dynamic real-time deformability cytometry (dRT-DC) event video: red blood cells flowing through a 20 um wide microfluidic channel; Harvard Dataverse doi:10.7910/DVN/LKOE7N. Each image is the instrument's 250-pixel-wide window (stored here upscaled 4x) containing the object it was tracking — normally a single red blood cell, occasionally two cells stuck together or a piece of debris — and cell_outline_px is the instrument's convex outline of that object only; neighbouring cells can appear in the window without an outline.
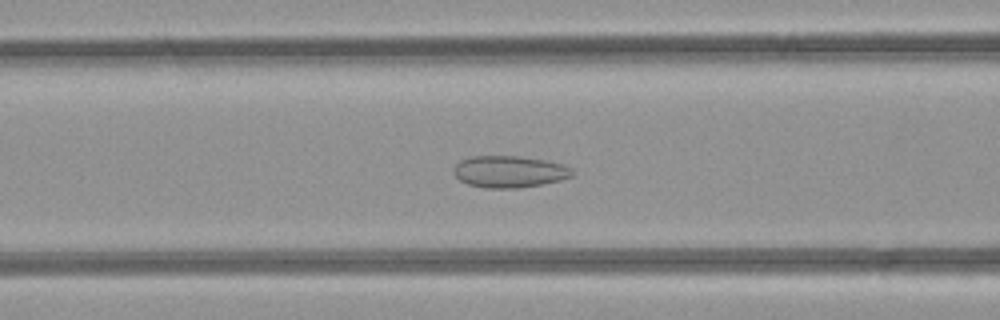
{"species": "common noctule bat (a hibernating species)", "species_latin": "Nyctalus noctula", "temperature_condition": "room temperature", "stored_images_in_passage": 50, "camera_frame_rate_fps": 3000, "um_per_image_px": 0.085, "animal": {"sex": "female", "body_mass_g": 21.9}, "frame": {"image": 1, "passage_image": 20, "time_ms": 6.333, "image_size_px": [1000, 320], "cell_outline_px": [[572, 176], [560, 180], [540, 184], [516, 188], [488, 188], [468, 184], [460, 180], [452, 172], [452, 168], [460, 160], [468, 156], [520, 156], [544, 160], [564, 164], [572, 172]], "centroid_in_image_um": [43.23, 14.58], "position_along_channel_um": 123.4, "area_um2": 21.85}}
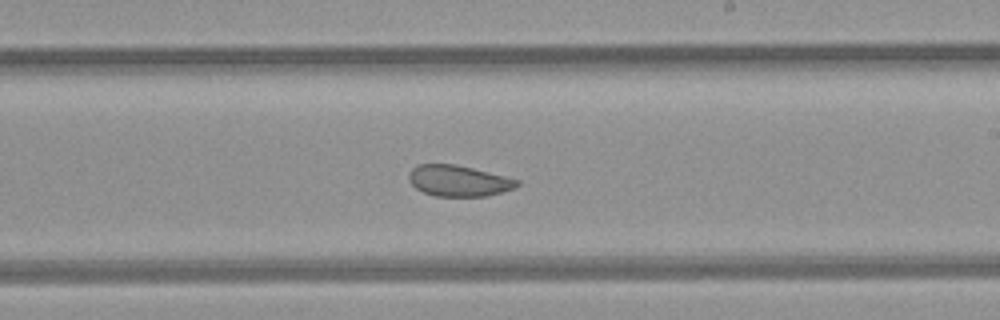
{"frame": {"image": 2, "passage_image": 29, "time_ms": 9.333, "image_size_px": [1000, 320], "cell_outline_px": [[520, 184], [516, 188], [488, 196], [436, 196], [424, 192], [416, 188], [408, 180], [408, 172], [416, 164], [456, 164], [520, 180]], "centroid_in_image_um": [38.97, 15.36], "position_along_channel_um": 250.0, "area_um2": 19.65}}
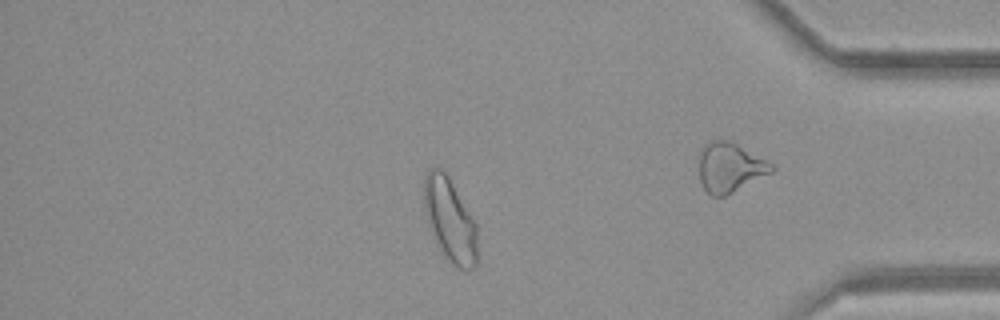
{"frame": {"image": 3, "passage_image": 42, "time_ms": 13.667, "image_size_px": [1000, 320], "cell_outline_px": [[476, 264], [472, 268], [460, 268], [452, 264], [436, 240], [428, 224], [424, 208], [424, 176], [428, 168], [440, 168], [448, 176], [476, 220]], "centroid_in_image_um": [38.24, 18.62], "position_along_channel_um": 397.0, "area_um2": 25.55}, "authors_computed_cell_mechanics": {"area_um2": 25.4898, "velocity_mm_per_s": 4.2217, "shape_relaxation_time_tau1_ms": null, "shape_relaxation_time_tau2_ms": 0.8702, "deformation_change_tau1": null, "deformation_change_tau2": 0.0502}}